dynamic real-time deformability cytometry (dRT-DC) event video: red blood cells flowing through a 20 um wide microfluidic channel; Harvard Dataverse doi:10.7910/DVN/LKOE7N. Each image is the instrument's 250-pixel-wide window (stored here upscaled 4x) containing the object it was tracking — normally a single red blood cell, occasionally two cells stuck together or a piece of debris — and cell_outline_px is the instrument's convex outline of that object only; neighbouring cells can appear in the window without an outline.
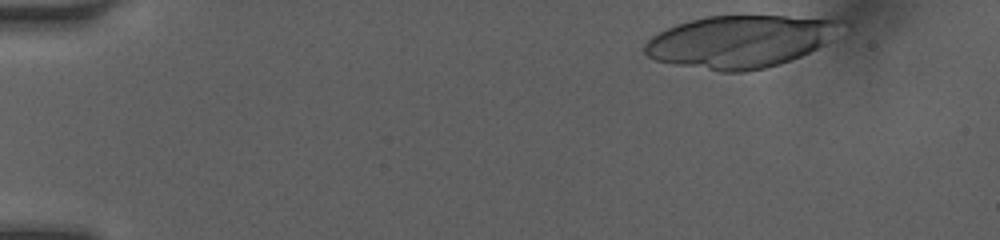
{"species": "human", "species_latin": "Homo sapiens", "temperature_condition": "room temperature", "stored_images_in_passage": 39, "camera_frame_rate_fps": 3000, "um_per_image_px": 0.085, "donor": {"sex": "female"}, "frame": {"image": 1, "passage_image": 1, "time_ms": 0.0, "image_size_px": [1000, 240], "cell_outline_px": [[844, 20], [816, 48], [800, 56], [780, 64], [764, 68], [744, 72], [720, 72], [676, 64], [656, 60], [648, 56], [644, 52], [644, 44], [652, 36], [676, 24], [708, 16], [836, 16]], "centroid_in_image_um": [62.88, 3.51], "position_along_channel_um": 22.1, "area_um2": 59.3}}